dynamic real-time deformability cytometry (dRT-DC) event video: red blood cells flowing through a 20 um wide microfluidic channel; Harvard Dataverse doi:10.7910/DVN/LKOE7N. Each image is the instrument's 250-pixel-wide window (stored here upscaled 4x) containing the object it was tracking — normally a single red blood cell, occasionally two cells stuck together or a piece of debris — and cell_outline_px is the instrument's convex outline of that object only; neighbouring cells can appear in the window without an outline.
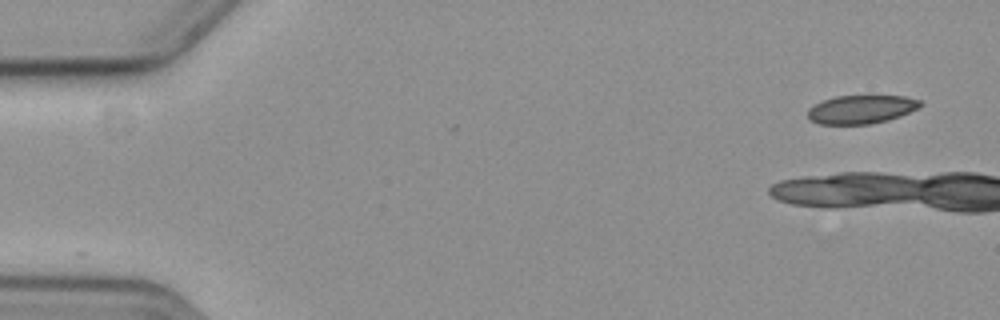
{"species": "common noctule bat (a hibernating species)", "species_latin": "Nyctalus noctula", "temperature_condition": "cold", "stored_images_in_passage": 12, "camera_frame_rate_fps": 3000, "um_per_image_px": 0.085, "animal": {"sex": "female", "body_mass_g": 19.3, "forearm_length_mm": 54.1}, "frame": {"image": 1, "passage_image": 1, "time_ms": 0.0, "image_size_px": [1000, 320], "cell_outline_px": [[924, 104], [900, 116], [888, 120], [872, 124], [820, 124], [812, 120], [808, 116], [808, 108], [820, 100], [836, 96], [904, 96], [920, 100]], "centroid_in_image_um": [73.18, 9.29], "position_along_channel_um": 11.8, "area_um2": 18.67}}